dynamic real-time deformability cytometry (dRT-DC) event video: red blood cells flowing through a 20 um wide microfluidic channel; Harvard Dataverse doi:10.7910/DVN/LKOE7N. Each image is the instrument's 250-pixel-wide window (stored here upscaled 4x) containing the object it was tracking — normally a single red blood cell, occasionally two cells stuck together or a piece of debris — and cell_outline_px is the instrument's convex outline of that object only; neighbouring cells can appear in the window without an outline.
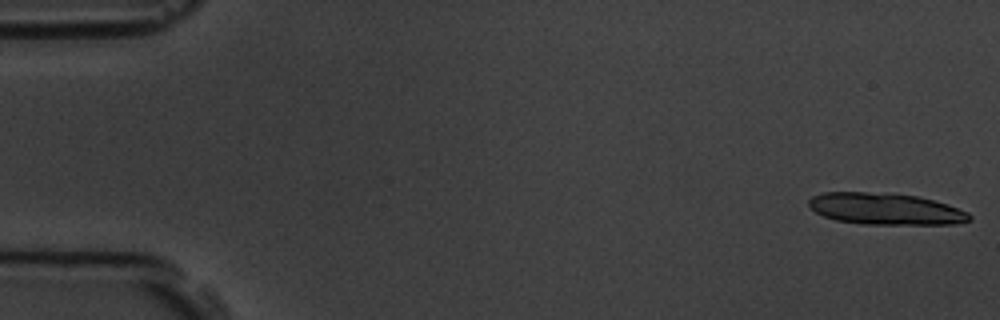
{"species": "common noctule bat (a hibernating species)", "species_latin": "Nyctalus noctula", "temperature_condition": "room temperature", "stored_images_in_passage": 7, "camera_frame_rate_fps": 3000, "um_per_image_px": 0.085, "animal": {"sex": "male", "body_mass_g": 19.5, "forearm_length_mm": 54.6}, "frame": {"image": 1, "passage_image": 1, "time_ms": 0.0, "image_size_px": [1000, 320], "cell_outline_px": [[972, 220], [956, 224], [864, 224], [836, 220], [824, 216], [816, 212], [808, 204], [808, 200], [812, 196], [824, 192], [864, 192], [916, 196], [948, 204], [968, 212], [972, 216]], "centroid_in_image_um": [75.28, 17.76], "position_along_channel_um": 9.7, "area_um2": 29.36}}
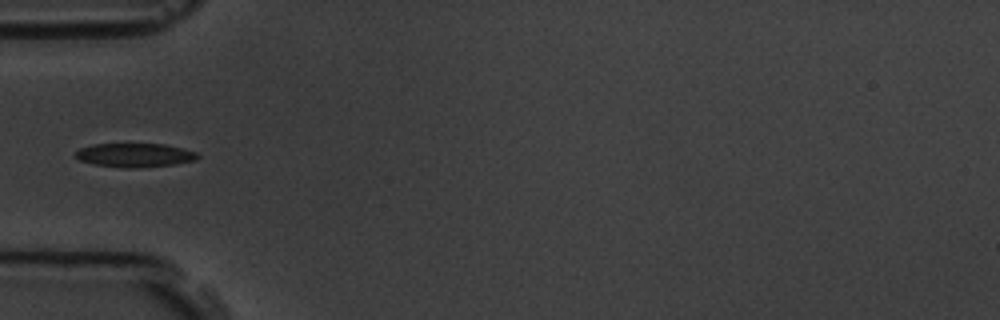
{"frame": {"image": 2, "passage_image": 6, "time_ms": 5.667, "image_size_px": [1000, 320], "cell_outline_px": [[200, 156], [196, 160], [176, 164], [140, 168], [124, 168], [96, 164], [80, 160], [76, 156], [76, 152], [80, 148], [92, 144], [164, 144], [184, 148], [196, 152]], "centroid_in_image_um": [11.51, 13.19], "position_along_channel_um": 73.5, "area_um2": 16.99}}
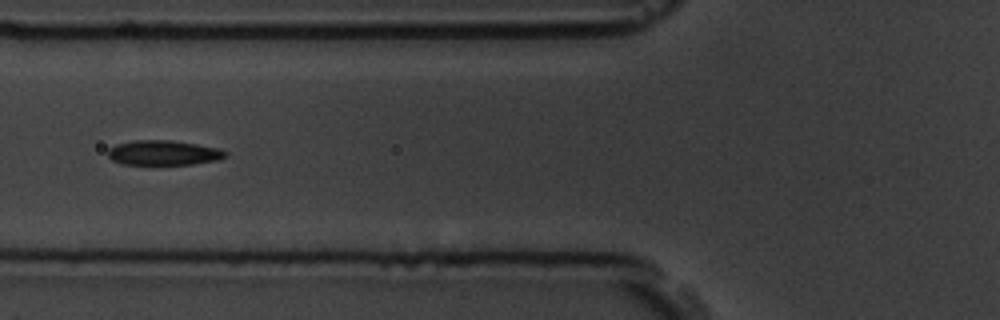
{"frame": {"image": 3, "passage_image": 7, "time_ms": 6.667, "image_size_px": [1000, 320], "cell_outline_px": [[228, 156], [220, 160], [192, 164], [120, 164], [112, 160], [108, 156], [108, 148], [116, 144], [132, 140], [172, 140], [220, 148], [228, 152]], "centroid_in_image_um": [13.92, 12.98], "position_along_channel_um": 111.9, "area_um2": 17.22}}